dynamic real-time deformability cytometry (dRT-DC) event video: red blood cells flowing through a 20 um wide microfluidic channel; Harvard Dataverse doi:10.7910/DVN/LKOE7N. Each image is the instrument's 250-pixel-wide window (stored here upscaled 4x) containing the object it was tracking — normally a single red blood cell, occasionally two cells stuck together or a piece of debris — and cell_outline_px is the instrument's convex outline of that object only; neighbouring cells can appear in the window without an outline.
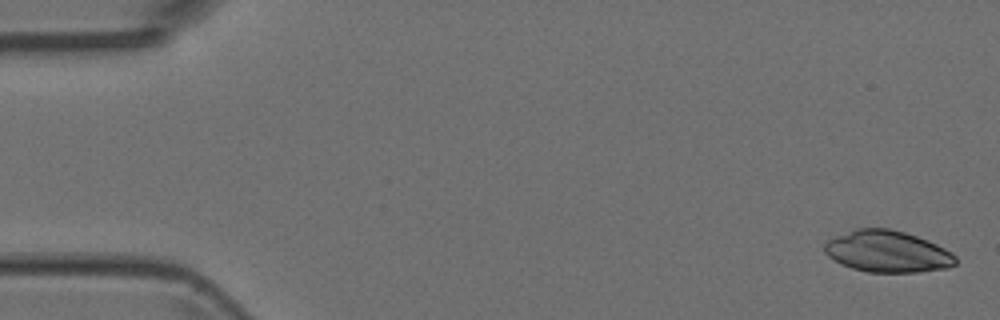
{"species": "Egyptian fruit bat (a non-hibernating species)", "species_latin": "Rousettus aegyptiacus", "temperature_condition": "room temperature", "stored_images_in_passage": 6, "camera_frame_rate_fps": 3000, "um_per_image_px": 0.085, "animal": {"sex": "female"}, "frame": {"image": 1, "passage_image": 1, "time_ms": 0.0, "image_size_px": [1000, 320], "cell_outline_px": [[956, 264], [948, 268], [920, 272], [868, 272], [852, 268], [840, 264], [828, 256], [824, 252], [824, 244], [828, 240], [836, 236], [856, 228], [888, 228], [904, 232], [928, 240], [952, 252], [956, 256]], "centroid_in_image_um": [75.44, 21.38], "position_along_channel_um": 9.6, "area_um2": 31.85}}